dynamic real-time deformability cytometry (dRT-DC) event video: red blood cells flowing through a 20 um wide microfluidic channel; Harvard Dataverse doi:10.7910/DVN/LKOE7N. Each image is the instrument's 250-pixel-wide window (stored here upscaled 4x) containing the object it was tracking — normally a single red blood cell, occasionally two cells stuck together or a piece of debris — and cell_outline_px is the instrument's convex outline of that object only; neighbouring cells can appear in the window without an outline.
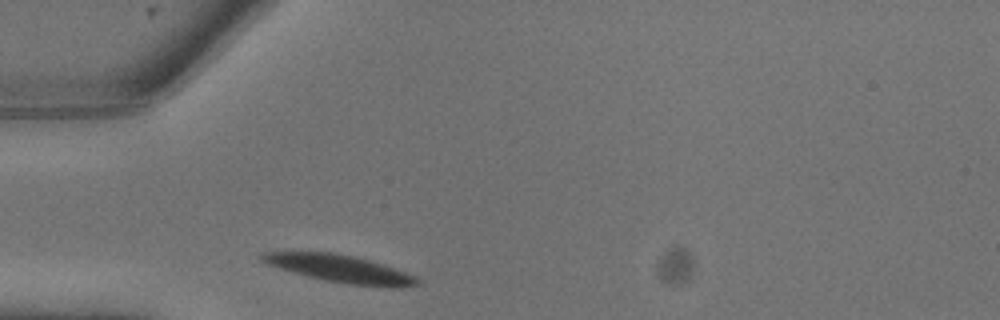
{"species": "common noctule bat (a hibernating species)", "species_latin": "Nyctalus noctula", "temperature_condition": "warm", "stored_images_in_passage": 7, "camera_frame_rate_fps": 3000, "um_per_image_px": 0.085, "animal": {"sex": "male", "body_mass_g": 13.3}, "frame": {"image": 1, "passage_image": 1, "time_ms": 0.0, "image_size_px": [1000, 320], "cell_outline_px": [[420, 284], [400, 288], [388, 288], [348, 284], [324, 280], [292, 272], [264, 264], [256, 256], [264, 252], [332, 252], [352, 256], [384, 264], [416, 276], [420, 280]], "centroid_in_image_um": [28.9, 22.85], "position_along_channel_um": 56.1, "area_um2": 25.14}}
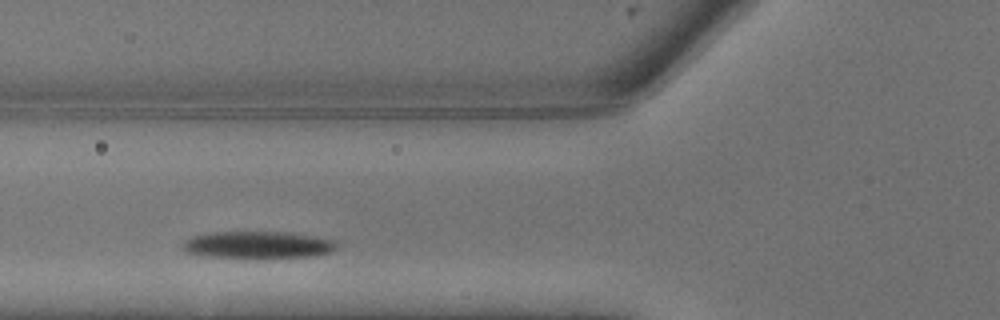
{"frame": {"image": 2, "passage_image": 3, "time_ms": 0.667, "image_size_px": [1000, 320], "cell_outline_px": [[336, 248], [332, 252], [316, 256], [264, 260], [256, 260], [204, 256], [188, 252], [180, 244], [184, 240], [192, 236], [208, 232], [288, 232], [316, 236], [336, 240]], "centroid_in_image_um": [21.95, 20.85], "position_along_channel_um": 103.9, "area_um2": 25.55}}
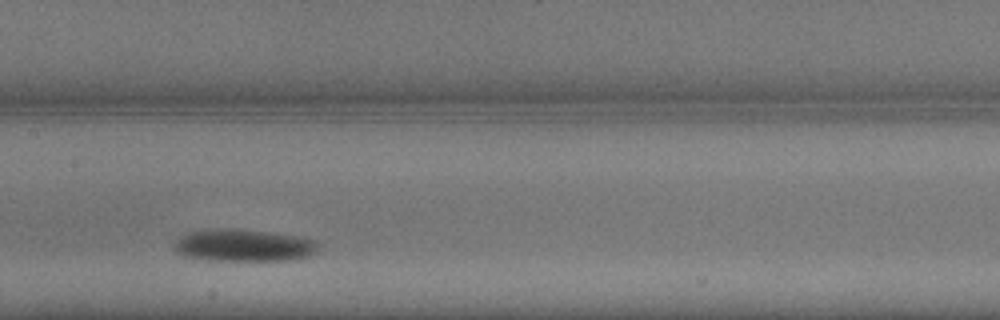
{"frame": {"image": 3, "passage_image": 6, "time_ms": 1.667, "image_size_px": [1000, 320], "cell_outline_px": [[320, 248], [316, 252], [300, 260], [208, 260], [184, 256], [172, 252], [172, 244], [180, 236], [188, 232], [212, 228], [232, 228], [268, 232], [296, 236], [320, 240]], "centroid_in_image_um": [20.7, 20.85], "position_along_channel_um": 186.7, "area_um2": 27.74}}